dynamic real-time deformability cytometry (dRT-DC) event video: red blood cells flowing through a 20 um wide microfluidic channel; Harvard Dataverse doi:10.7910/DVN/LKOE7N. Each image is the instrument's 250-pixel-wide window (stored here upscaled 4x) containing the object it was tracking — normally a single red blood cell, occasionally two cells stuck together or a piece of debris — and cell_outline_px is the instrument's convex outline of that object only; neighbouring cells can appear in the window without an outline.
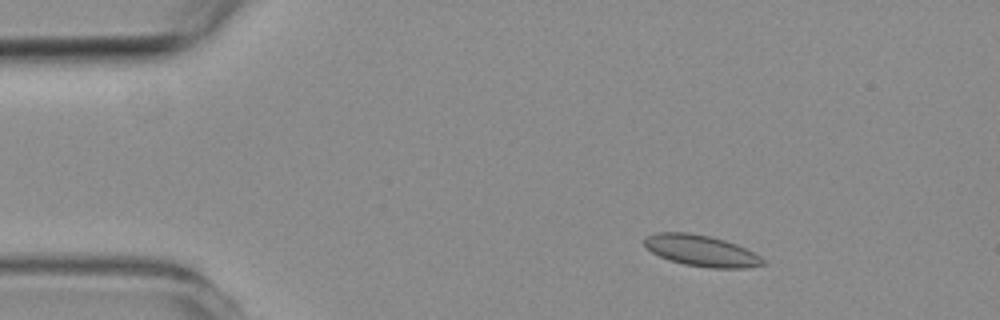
{"species": "common noctule bat (a hibernating species)", "species_latin": "Nyctalus noctula", "temperature_condition": "room temperature", "stored_images_in_passage": 4, "segment_of_instrument_passage": [1, 2], "camera_frame_rate_fps": 3000, "um_per_image_px": 0.085, "animal": {"sex": "female", "body_mass_g": 19.3, "forearm_length_mm": 54.1}, "frame": {"image": 1, "passage_image": 2, "time_ms": 1.0, "image_size_px": [1000, 320], "cell_outline_px": [[764, 264], [748, 268], [712, 268], [684, 264], [660, 256], [652, 252], [644, 244], [644, 236], [656, 232], [688, 232], [708, 236], [724, 240], [736, 244], [760, 256], [764, 260]], "centroid_in_image_um": [59.59, 21.3], "position_along_channel_um": 25.4, "area_um2": 21.33}}